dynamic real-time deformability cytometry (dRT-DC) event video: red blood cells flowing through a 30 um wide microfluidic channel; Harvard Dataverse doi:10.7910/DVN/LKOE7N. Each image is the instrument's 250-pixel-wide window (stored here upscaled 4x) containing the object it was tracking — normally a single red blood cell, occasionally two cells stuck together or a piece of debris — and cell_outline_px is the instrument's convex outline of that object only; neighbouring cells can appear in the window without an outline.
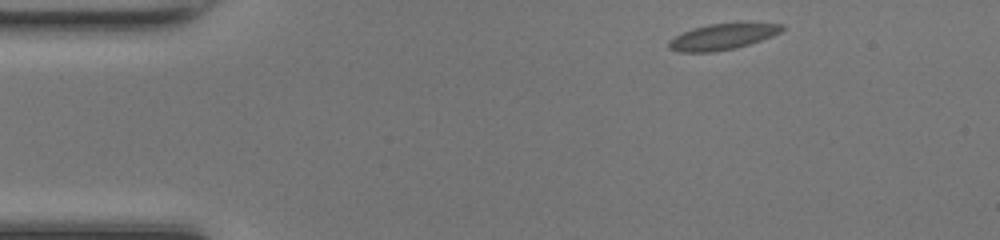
{"species": "common noctule bat (a hibernating species)", "species_latin": "Nyctalus noctula", "temperature_condition": "room temperature", "stored_images_in_passage": 43, "camera_frame_rate_fps": 3000, "um_per_image_px": 0.085, "animal": {"sex": "female", "body_mass_g": 17.0, "forearm_length_mm": 48.0}, "frame": {"image": 1, "passage_image": 1, "time_ms": 0.0, "image_size_px": [1000, 240], "cell_outline_px": [[784, 28], [780, 32], [772, 36], [748, 44], [732, 48], [712, 52], [680, 52], [668, 48], [668, 40], [692, 28], [708, 24], [784, 24]], "centroid_in_image_um": [61.34, 3.13], "position_along_channel_um": 23.7, "area_um2": 16.59}}
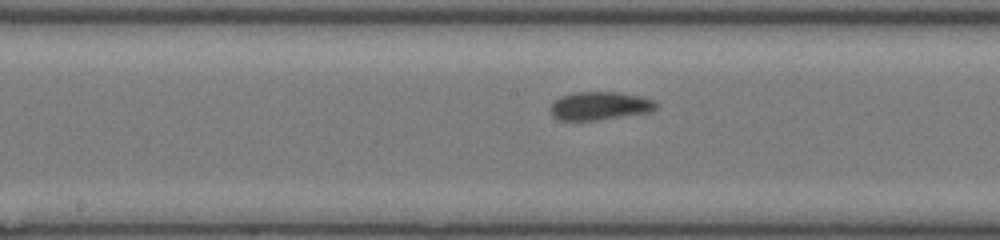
{"frame": {"image": 2, "passage_image": 19, "time_ms": 6.0, "image_size_px": [1000, 240], "cell_outline_px": [[656, 108], [648, 112], [596, 120], [560, 120], [552, 116], [552, 104], [560, 96], [576, 92], [616, 92], [640, 96], [652, 100], [656, 104]], "centroid_in_image_um": [50.95, 8.99], "position_along_channel_um": 197.2, "area_um2": 16.99}}
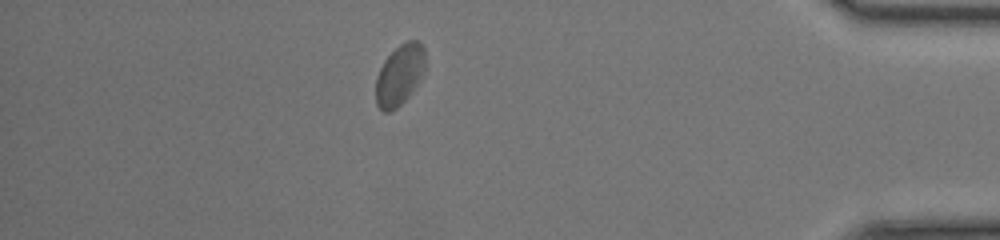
{"frame": {"image": 3, "passage_image": 37, "time_ms": 12.0, "image_size_px": [1000, 240], "cell_outline_px": [[424, 68], [412, 92], [396, 108], [388, 112], [384, 112], [376, 104], [376, 76], [384, 60], [400, 44], [408, 40], [416, 40], [424, 48]], "centroid_in_image_um": [33.94, 6.37], "position_along_channel_um": 401.3, "area_um2": 17.11}, "authors_computed_cell_mechanics": {"area_um2": 16.8198, "velocity_mm_per_s": 4.1648, "shape_relaxation_time_tau1_ms": 3.1611, "shape_relaxation_time_tau2_ms": 1.8461, "deformation_change_tau1": 0.0775, "deformation_change_tau2": 0.0422}}